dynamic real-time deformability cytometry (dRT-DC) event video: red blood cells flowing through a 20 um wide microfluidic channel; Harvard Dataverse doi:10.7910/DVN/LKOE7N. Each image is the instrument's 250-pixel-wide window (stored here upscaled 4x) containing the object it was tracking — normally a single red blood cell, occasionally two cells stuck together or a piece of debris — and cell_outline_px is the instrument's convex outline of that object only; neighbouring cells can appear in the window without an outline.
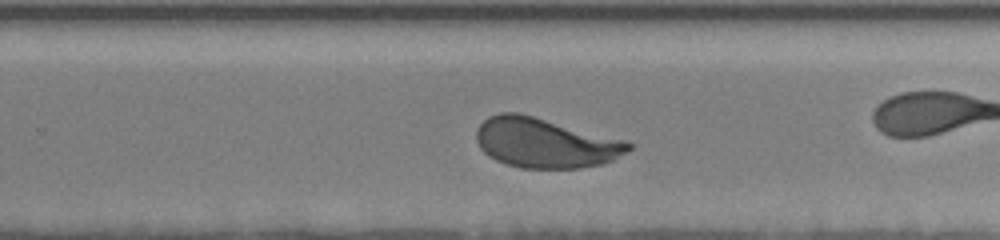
{"species": "human", "species_latin": "Homo sapiens", "temperature_condition": "room temperature", "stored_images_in_passage": 55, "camera_frame_rate_fps": 3000, "um_per_image_px": 0.085, "donor": {"sex": "female"}, "frame": {"image": 1, "passage_image": 45, "time_ms": 10.333, "image_size_px": [1000, 240], "cell_outline_px": [[632, 148], [628, 152], [612, 160], [600, 164], [580, 168], [520, 168], [496, 160], [488, 156], [480, 148], [476, 140], [476, 128], [488, 116], [500, 112], [520, 112], [624, 140], [632, 144]], "centroid_in_image_um": [46.3, 12.13], "position_along_channel_um": 283.5, "area_um2": 44.22}}